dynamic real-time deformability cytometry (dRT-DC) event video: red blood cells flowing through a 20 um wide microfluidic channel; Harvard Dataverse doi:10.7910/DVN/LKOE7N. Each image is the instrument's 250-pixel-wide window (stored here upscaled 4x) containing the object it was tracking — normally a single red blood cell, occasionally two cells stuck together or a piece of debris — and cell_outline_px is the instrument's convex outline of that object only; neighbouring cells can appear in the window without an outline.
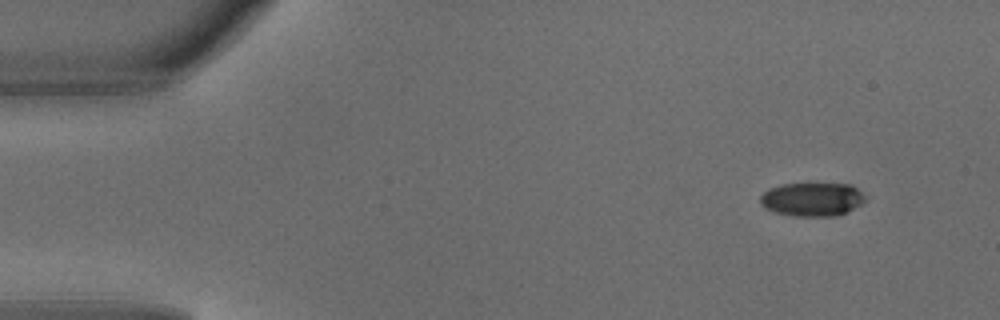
{"species": "common noctule bat (a hibernating species)", "species_latin": "Nyctalus noctula", "temperature_condition": "warm", "stored_images_in_passage": 3, "camera_frame_rate_fps": 3000, "um_per_image_px": 0.085, "animal": {"sex": "male", "body_mass_g": 18.8}, "frame": {"image": 1, "passage_image": 1, "time_ms": 0.0, "image_size_px": [1000, 320], "cell_outline_px": [[868, 196], [860, 204], [848, 212], [836, 216], [796, 216], [776, 212], [764, 208], [760, 204], [760, 196], [768, 188], [780, 184], [852, 184]], "centroid_in_image_um": [69.04, 16.94], "position_along_channel_um": 16.0, "area_um2": 20.75}}
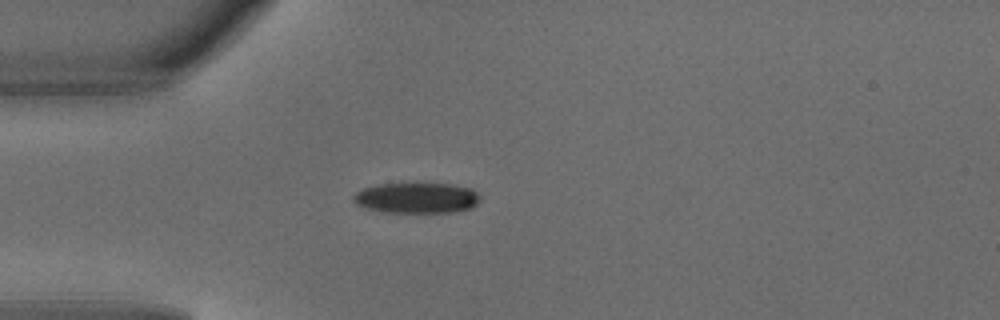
{"frame": {"image": 2, "passage_image": 3, "time_ms": 0.667, "image_size_px": [1000, 320], "cell_outline_px": [[480, 200], [472, 208], [456, 212], [384, 212], [364, 208], [356, 204], [352, 200], [352, 196], [356, 192], [364, 188], [380, 184], [416, 180], [452, 184], [472, 188], [480, 196]], "centroid_in_image_um": [35.42, 16.77], "position_along_channel_um": 49.6, "area_um2": 23.7}}